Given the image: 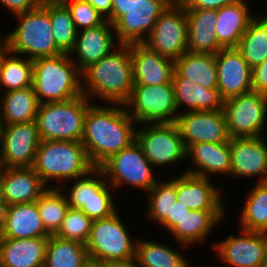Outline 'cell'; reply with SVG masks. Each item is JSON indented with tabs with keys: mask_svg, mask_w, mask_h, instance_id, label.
Listing matches in <instances>:
<instances>
[{
	"mask_svg": "<svg viewBox=\"0 0 267 267\" xmlns=\"http://www.w3.org/2000/svg\"><path fill=\"white\" fill-rule=\"evenodd\" d=\"M137 123L124 104L93 103L84 119L81 143L94 167L135 141Z\"/></svg>",
	"mask_w": 267,
	"mask_h": 267,
	"instance_id": "1",
	"label": "cell"
},
{
	"mask_svg": "<svg viewBox=\"0 0 267 267\" xmlns=\"http://www.w3.org/2000/svg\"><path fill=\"white\" fill-rule=\"evenodd\" d=\"M82 91L92 103L125 104L133 89L130 44H119L81 72ZM92 99V100H91Z\"/></svg>",
	"mask_w": 267,
	"mask_h": 267,
	"instance_id": "2",
	"label": "cell"
},
{
	"mask_svg": "<svg viewBox=\"0 0 267 267\" xmlns=\"http://www.w3.org/2000/svg\"><path fill=\"white\" fill-rule=\"evenodd\" d=\"M32 168L48 188H61L66 182L87 175L95 167L81 142L43 140Z\"/></svg>",
	"mask_w": 267,
	"mask_h": 267,
	"instance_id": "3",
	"label": "cell"
},
{
	"mask_svg": "<svg viewBox=\"0 0 267 267\" xmlns=\"http://www.w3.org/2000/svg\"><path fill=\"white\" fill-rule=\"evenodd\" d=\"M32 87L40 104L83 95L81 71L67 53L34 60Z\"/></svg>",
	"mask_w": 267,
	"mask_h": 267,
	"instance_id": "4",
	"label": "cell"
},
{
	"mask_svg": "<svg viewBox=\"0 0 267 267\" xmlns=\"http://www.w3.org/2000/svg\"><path fill=\"white\" fill-rule=\"evenodd\" d=\"M16 27L8 32L9 51L32 61L62 54L57 48L50 20V0L37 9L14 16Z\"/></svg>",
	"mask_w": 267,
	"mask_h": 267,
	"instance_id": "5",
	"label": "cell"
},
{
	"mask_svg": "<svg viewBox=\"0 0 267 267\" xmlns=\"http://www.w3.org/2000/svg\"><path fill=\"white\" fill-rule=\"evenodd\" d=\"M92 104L85 95L64 102L40 104L35 120L40 141L81 142L85 115Z\"/></svg>",
	"mask_w": 267,
	"mask_h": 267,
	"instance_id": "6",
	"label": "cell"
},
{
	"mask_svg": "<svg viewBox=\"0 0 267 267\" xmlns=\"http://www.w3.org/2000/svg\"><path fill=\"white\" fill-rule=\"evenodd\" d=\"M117 210L109 217L94 220L86 243L91 264L100 261L131 260L135 258L137 238L120 218Z\"/></svg>",
	"mask_w": 267,
	"mask_h": 267,
	"instance_id": "7",
	"label": "cell"
},
{
	"mask_svg": "<svg viewBox=\"0 0 267 267\" xmlns=\"http://www.w3.org/2000/svg\"><path fill=\"white\" fill-rule=\"evenodd\" d=\"M99 168L116 192L129 186L147 193L160 180L136 140L112 155Z\"/></svg>",
	"mask_w": 267,
	"mask_h": 267,
	"instance_id": "8",
	"label": "cell"
},
{
	"mask_svg": "<svg viewBox=\"0 0 267 267\" xmlns=\"http://www.w3.org/2000/svg\"><path fill=\"white\" fill-rule=\"evenodd\" d=\"M137 126L135 140L155 169L159 168L158 170H160V168H167L166 166L170 165L173 167L186 160L187 149L175 123Z\"/></svg>",
	"mask_w": 267,
	"mask_h": 267,
	"instance_id": "9",
	"label": "cell"
},
{
	"mask_svg": "<svg viewBox=\"0 0 267 267\" xmlns=\"http://www.w3.org/2000/svg\"><path fill=\"white\" fill-rule=\"evenodd\" d=\"M124 105L137 125L174 123L178 116L172 83L133 85L131 96Z\"/></svg>",
	"mask_w": 267,
	"mask_h": 267,
	"instance_id": "10",
	"label": "cell"
},
{
	"mask_svg": "<svg viewBox=\"0 0 267 267\" xmlns=\"http://www.w3.org/2000/svg\"><path fill=\"white\" fill-rule=\"evenodd\" d=\"M223 111L231 138L265 136L267 95L251 91L228 98Z\"/></svg>",
	"mask_w": 267,
	"mask_h": 267,
	"instance_id": "11",
	"label": "cell"
},
{
	"mask_svg": "<svg viewBox=\"0 0 267 267\" xmlns=\"http://www.w3.org/2000/svg\"><path fill=\"white\" fill-rule=\"evenodd\" d=\"M143 44L174 61L188 51L186 9L177 0L156 20L153 30Z\"/></svg>",
	"mask_w": 267,
	"mask_h": 267,
	"instance_id": "12",
	"label": "cell"
},
{
	"mask_svg": "<svg viewBox=\"0 0 267 267\" xmlns=\"http://www.w3.org/2000/svg\"><path fill=\"white\" fill-rule=\"evenodd\" d=\"M240 235L229 234L212 244L216 258L232 267H262L267 255V233L240 228Z\"/></svg>",
	"mask_w": 267,
	"mask_h": 267,
	"instance_id": "13",
	"label": "cell"
},
{
	"mask_svg": "<svg viewBox=\"0 0 267 267\" xmlns=\"http://www.w3.org/2000/svg\"><path fill=\"white\" fill-rule=\"evenodd\" d=\"M39 144L35 121L3 125L0 167H32Z\"/></svg>",
	"mask_w": 267,
	"mask_h": 267,
	"instance_id": "14",
	"label": "cell"
},
{
	"mask_svg": "<svg viewBox=\"0 0 267 267\" xmlns=\"http://www.w3.org/2000/svg\"><path fill=\"white\" fill-rule=\"evenodd\" d=\"M175 0H140L114 24L119 44L143 43L153 30L156 20Z\"/></svg>",
	"mask_w": 267,
	"mask_h": 267,
	"instance_id": "15",
	"label": "cell"
},
{
	"mask_svg": "<svg viewBox=\"0 0 267 267\" xmlns=\"http://www.w3.org/2000/svg\"><path fill=\"white\" fill-rule=\"evenodd\" d=\"M186 149L194 143H229L231 136L223 110L179 114L174 122Z\"/></svg>",
	"mask_w": 267,
	"mask_h": 267,
	"instance_id": "16",
	"label": "cell"
},
{
	"mask_svg": "<svg viewBox=\"0 0 267 267\" xmlns=\"http://www.w3.org/2000/svg\"><path fill=\"white\" fill-rule=\"evenodd\" d=\"M261 137L231 138L229 142L232 178H257L267 181V142Z\"/></svg>",
	"mask_w": 267,
	"mask_h": 267,
	"instance_id": "17",
	"label": "cell"
},
{
	"mask_svg": "<svg viewBox=\"0 0 267 267\" xmlns=\"http://www.w3.org/2000/svg\"><path fill=\"white\" fill-rule=\"evenodd\" d=\"M217 89L224 100L252 89V68L236 48H222L215 54Z\"/></svg>",
	"mask_w": 267,
	"mask_h": 267,
	"instance_id": "18",
	"label": "cell"
},
{
	"mask_svg": "<svg viewBox=\"0 0 267 267\" xmlns=\"http://www.w3.org/2000/svg\"><path fill=\"white\" fill-rule=\"evenodd\" d=\"M118 45L113 24L105 20L99 26L77 32L74 48L69 55L82 72L92 63L108 55Z\"/></svg>",
	"mask_w": 267,
	"mask_h": 267,
	"instance_id": "19",
	"label": "cell"
},
{
	"mask_svg": "<svg viewBox=\"0 0 267 267\" xmlns=\"http://www.w3.org/2000/svg\"><path fill=\"white\" fill-rule=\"evenodd\" d=\"M179 175L176 176L177 201L190 210H225L223 189L212 179L186 172Z\"/></svg>",
	"mask_w": 267,
	"mask_h": 267,
	"instance_id": "20",
	"label": "cell"
},
{
	"mask_svg": "<svg viewBox=\"0 0 267 267\" xmlns=\"http://www.w3.org/2000/svg\"><path fill=\"white\" fill-rule=\"evenodd\" d=\"M0 188L10 206L35 202L48 186L32 167H0Z\"/></svg>",
	"mask_w": 267,
	"mask_h": 267,
	"instance_id": "21",
	"label": "cell"
},
{
	"mask_svg": "<svg viewBox=\"0 0 267 267\" xmlns=\"http://www.w3.org/2000/svg\"><path fill=\"white\" fill-rule=\"evenodd\" d=\"M130 57L134 85L172 83L174 60L150 50L143 43L130 44Z\"/></svg>",
	"mask_w": 267,
	"mask_h": 267,
	"instance_id": "22",
	"label": "cell"
},
{
	"mask_svg": "<svg viewBox=\"0 0 267 267\" xmlns=\"http://www.w3.org/2000/svg\"><path fill=\"white\" fill-rule=\"evenodd\" d=\"M186 160L194 166L184 173L212 179L214 176H229L231 155L229 143H194L187 148Z\"/></svg>",
	"mask_w": 267,
	"mask_h": 267,
	"instance_id": "23",
	"label": "cell"
},
{
	"mask_svg": "<svg viewBox=\"0 0 267 267\" xmlns=\"http://www.w3.org/2000/svg\"><path fill=\"white\" fill-rule=\"evenodd\" d=\"M225 216L226 210H189L168 235L179 243L182 250L189 249L205 242Z\"/></svg>",
	"mask_w": 267,
	"mask_h": 267,
	"instance_id": "24",
	"label": "cell"
},
{
	"mask_svg": "<svg viewBox=\"0 0 267 267\" xmlns=\"http://www.w3.org/2000/svg\"><path fill=\"white\" fill-rule=\"evenodd\" d=\"M48 237L0 238V267H43Z\"/></svg>",
	"mask_w": 267,
	"mask_h": 267,
	"instance_id": "25",
	"label": "cell"
},
{
	"mask_svg": "<svg viewBox=\"0 0 267 267\" xmlns=\"http://www.w3.org/2000/svg\"><path fill=\"white\" fill-rule=\"evenodd\" d=\"M172 84L178 115L192 111H216L224 108V99L218 89H209L194 84L185 77H172Z\"/></svg>",
	"mask_w": 267,
	"mask_h": 267,
	"instance_id": "26",
	"label": "cell"
},
{
	"mask_svg": "<svg viewBox=\"0 0 267 267\" xmlns=\"http://www.w3.org/2000/svg\"><path fill=\"white\" fill-rule=\"evenodd\" d=\"M42 223L37 202L13 204L6 207L0 238L49 237Z\"/></svg>",
	"mask_w": 267,
	"mask_h": 267,
	"instance_id": "27",
	"label": "cell"
},
{
	"mask_svg": "<svg viewBox=\"0 0 267 267\" xmlns=\"http://www.w3.org/2000/svg\"><path fill=\"white\" fill-rule=\"evenodd\" d=\"M250 0H237L217 10L215 32L223 48H236L247 30L251 17Z\"/></svg>",
	"mask_w": 267,
	"mask_h": 267,
	"instance_id": "28",
	"label": "cell"
},
{
	"mask_svg": "<svg viewBox=\"0 0 267 267\" xmlns=\"http://www.w3.org/2000/svg\"><path fill=\"white\" fill-rule=\"evenodd\" d=\"M188 23V51L216 54L223 47L215 32L217 10L186 9Z\"/></svg>",
	"mask_w": 267,
	"mask_h": 267,
	"instance_id": "29",
	"label": "cell"
},
{
	"mask_svg": "<svg viewBox=\"0 0 267 267\" xmlns=\"http://www.w3.org/2000/svg\"><path fill=\"white\" fill-rule=\"evenodd\" d=\"M172 77H185L194 84L217 89L215 55L186 51L174 61Z\"/></svg>",
	"mask_w": 267,
	"mask_h": 267,
	"instance_id": "30",
	"label": "cell"
},
{
	"mask_svg": "<svg viewBox=\"0 0 267 267\" xmlns=\"http://www.w3.org/2000/svg\"><path fill=\"white\" fill-rule=\"evenodd\" d=\"M39 105L33 87L0 94V116L3 125L35 121Z\"/></svg>",
	"mask_w": 267,
	"mask_h": 267,
	"instance_id": "31",
	"label": "cell"
},
{
	"mask_svg": "<svg viewBox=\"0 0 267 267\" xmlns=\"http://www.w3.org/2000/svg\"><path fill=\"white\" fill-rule=\"evenodd\" d=\"M184 256L178 248L138 237L135 260L139 267H191L189 258Z\"/></svg>",
	"mask_w": 267,
	"mask_h": 267,
	"instance_id": "32",
	"label": "cell"
},
{
	"mask_svg": "<svg viewBox=\"0 0 267 267\" xmlns=\"http://www.w3.org/2000/svg\"><path fill=\"white\" fill-rule=\"evenodd\" d=\"M114 192L103 171L95 167L90 171V199L84 203L81 210L92 221L111 216L118 210L115 202L117 196L114 198Z\"/></svg>",
	"mask_w": 267,
	"mask_h": 267,
	"instance_id": "33",
	"label": "cell"
},
{
	"mask_svg": "<svg viewBox=\"0 0 267 267\" xmlns=\"http://www.w3.org/2000/svg\"><path fill=\"white\" fill-rule=\"evenodd\" d=\"M86 245L50 235L44 267H91Z\"/></svg>",
	"mask_w": 267,
	"mask_h": 267,
	"instance_id": "34",
	"label": "cell"
},
{
	"mask_svg": "<svg viewBox=\"0 0 267 267\" xmlns=\"http://www.w3.org/2000/svg\"><path fill=\"white\" fill-rule=\"evenodd\" d=\"M255 14L236 49L253 69L267 58V17Z\"/></svg>",
	"mask_w": 267,
	"mask_h": 267,
	"instance_id": "35",
	"label": "cell"
},
{
	"mask_svg": "<svg viewBox=\"0 0 267 267\" xmlns=\"http://www.w3.org/2000/svg\"><path fill=\"white\" fill-rule=\"evenodd\" d=\"M249 190L240 210L238 227L267 233V181L257 182Z\"/></svg>",
	"mask_w": 267,
	"mask_h": 267,
	"instance_id": "36",
	"label": "cell"
},
{
	"mask_svg": "<svg viewBox=\"0 0 267 267\" xmlns=\"http://www.w3.org/2000/svg\"><path fill=\"white\" fill-rule=\"evenodd\" d=\"M146 194L147 218L168 231V216H171L173 203L177 202L176 175L160 179Z\"/></svg>",
	"mask_w": 267,
	"mask_h": 267,
	"instance_id": "37",
	"label": "cell"
},
{
	"mask_svg": "<svg viewBox=\"0 0 267 267\" xmlns=\"http://www.w3.org/2000/svg\"><path fill=\"white\" fill-rule=\"evenodd\" d=\"M32 79L33 61L9 51L0 65V94L32 87Z\"/></svg>",
	"mask_w": 267,
	"mask_h": 267,
	"instance_id": "38",
	"label": "cell"
},
{
	"mask_svg": "<svg viewBox=\"0 0 267 267\" xmlns=\"http://www.w3.org/2000/svg\"><path fill=\"white\" fill-rule=\"evenodd\" d=\"M36 202L45 230L55 235L69 209L65 194L60 188H48Z\"/></svg>",
	"mask_w": 267,
	"mask_h": 267,
	"instance_id": "39",
	"label": "cell"
},
{
	"mask_svg": "<svg viewBox=\"0 0 267 267\" xmlns=\"http://www.w3.org/2000/svg\"><path fill=\"white\" fill-rule=\"evenodd\" d=\"M50 20L57 48L69 54L74 48L77 30L69 9L61 0H50Z\"/></svg>",
	"mask_w": 267,
	"mask_h": 267,
	"instance_id": "40",
	"label": "cell"
},
{
	"mask_svg": "<svg viewBox=\"0 0 267 267\" xmlns=\"http://www.w3.org/2000/svg\"><path fill=\"white\" fill-rule=\"evenodd\" d=\"M92 222L81 209L69 207L62 225L55 235L86 245L91 233Z\"/></svg>",
	"mask_w": 267,
	"mask_h": 267,
	"instance_id": "41",
	"label": "cell"
},
{
	"mask_svg": "<svg viewBox=\"0 0 267 267\" xmlns=\"http://www.w3.org/2000/svg\"><path fill=\"white\" fill-rule=\"evenodd\" d=\"M69 9L77 32L102 24L106 19L86 0H61Z\"/></svg>",
	"mask_w": 267,
	"mask_h": 267,
	"instance_id": "42",
	"label": "cell"
},
{
	"mask_svg": "<svg viewBox=\"0 0 267 267\" xmlns=\"http://www.w3.org/2000/svg\"><path fill=\"white\" fill-rule=\"evenodd\" d=\"M70 182H72L71 188L68 186ZM66 183L68 185L63 184L64 186H61L60 189L65 194L69 207L81 209L84 203H87L90 199V172L81 178Z\"/></svg>",
	"mask_w": 267,
	"mask_h": 267,
	"instance_id": "43",
	"label": "cell"
},
{
	"mask_svg": "<svg viewBox=\"0 0 267 267\" xmlns=\"http://www.w3.org/2000/svg\"><path fill=\"white\" fill-rule=\"evenodd\" d=\"M44 0H0L1 7H5L12 16L37 9Z\"/></svg>",
	"mask_w": 267,
	"mask_h": 267,
	"instance_id": "44",
	"label": "cell"
},
{
	"mask_svg": "<svg viewBox=\"0 0 267 267\" xmlns=\"http://www.w3.org/2000/svg\"><path fill=\"white\" fill-rule=\"evenodd\" d=\"M252 89L267 95V58L252 69Z\"/></svg>",
	"mask_w": 267,
	"mask_h": 267,
	"instance_id": "45",
	"label": "cell"
},
{
	"mask_svg": "<svg viewBox=\"0 0 267 267\" xmlns=\"http://www.w3.org/2000/svg\"><path fill=\"white\" fill-rule=\"evenodd\" d=\"M185 9L218 10L237 0H177Z\"/></svg>",
	"mask_w": 267,
	"mask_h": 267,
	"instance_id": "46",
	"label": "cell"
},
{
	"mask_svg": "<svg viewBox=\"0 0 267 267\" xmlns=\"http://www.w3.org/2000/svg\"><path fill=\"white\" fill-rule=\"evenodd\" d=\"M140 0H112L111 16L107 19L111 24H114L129 8L134 6Z\"/></svg>",
	"mask_w": 267,
	"mask_h": 267,
	"instance_id": "47",
	"label": "cell"
},
{
	"mask_svg": "<svg viewBox=\"0 0 267 267\" xmlns=\"http://www.w3.org/2000/svg\"><path fill=\"white\" fill-rule=\"evenodd\" d=\"M189 208L184 206L180 201L173 203L171 216H168V232H170L189 212Z\"/></svg>",
	"mask_w": 267,
	"mask_h": 267,
	"instance_id": "48",
	"label": "cell"
},
{
	"mask_svg": "<svg viewBox=\"0 0 267 267\" xmlns=\"http://www.w3.org/2000/svg\"><path fill=\"white\" fill-rule=\"evenodd\" d=\"M93 6L106 20L111 16L112 0H86Z\"/></svg>",
	"mask_w": 267,
	"mask_h": 267,
	"instance_id": "49",
	"label": "cell"
},
{
	"mask_svg": "<svg viewBox=\"0 0 267 267\" xmlns=\"http://www.w3.org/2000/svg\"><path fill=\"white\" fill-rule=\"evenodd\" d=\"M93 267H139L135 258L131 260L100 261L92 263Z\"/></svg>",
	"mask_w": 267,
	"mask_h": 267,
	"instance_id": "50",
	"label": "cell"
},
{
	"mask_svg": "<svg viewBox=\"0 0 267 267\" xmlns=\"http://www.w3.org/2000/svg\"><path fill=\"white\" fill-rule=\"evenodd\" d=\"M9 52L8 34H0V65L3 58Z\"/></svg>",
	"mask_w": 267,
	"mask_h": 267,
	"instance_id": "51",
	"label": "cell"
},
{
	"mask_svg": "<svg viewBox=\"0 0 267 267\" xmlns=\"http://www.w3.org/2000/svg\"><path fill=\"white\" fill-rule=\"evenodd\" d=\"M6 203H5V200L3 198V195H2V191H1V188H0V232L3 228V224H4V221H5V211H6Z\"/></svg>",
	"mask_w": 267,
	"mask_h": 267,
	"instance_id": "52",
	"label": "cell"
},
{
	"mask_svg": "<svg viewBox=\"0 0 267 267\" xmlns=\"http://www.w3.org/2000/svg\"><path fill=\"white\" fill-rule=\"evenodd\" d=\"M2 128H3V123H2L1 116H0V142H1V136H2Z\"/></svg>",
	"mask_w": 267,
	"mask_h": 267,
	"instance_id": "53",
	"label": "cell"
},
{
	"mask_svg": "<svg viewBox=\"0 0 267 267\" xmlns=\"http://www.w3.org/2000/svg\"><path fill=\"white\" fill-rule=\"evenodd\" d=\"M262 267H267V255H266V259L264 260Z\"/></svg>",
	"mask_w": 267,
	"mask_h": 267,
	"instance_id": "54",
	"label": "cell"
}]
</instances>
